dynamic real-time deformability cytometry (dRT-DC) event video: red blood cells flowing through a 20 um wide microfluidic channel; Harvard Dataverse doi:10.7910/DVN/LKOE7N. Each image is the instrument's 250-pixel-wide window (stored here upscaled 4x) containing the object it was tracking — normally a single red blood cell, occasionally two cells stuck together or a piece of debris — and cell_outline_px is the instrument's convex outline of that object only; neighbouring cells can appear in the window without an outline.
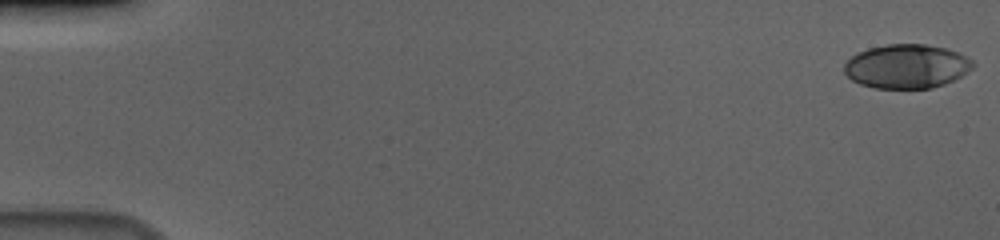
{"species": "human", "species_latin": "Homo sapiens", "temperature_condition": "cold", "stored_images_in_passage": 57, "camera_frame_rate_fps": 3000, "um_per_image_px": 0.085, "donor": {"sex": "male"}, "frame": {"image": 1, "passage_image": 1, "time_ms": 0.0, "image_size_px": [1000, 240], "cell_outline_px": [[976, 64], [972, 68], [960, 76], [944, 84], [932, 88], [872, 88], [860, 84], [852, 80], [844, 72], [844, 64], [856, 52], [868, 48], [888, 44], [924, 44], [948, 48], [972, 60]], "centroid_in_image_um": [77.04, 5.63], "position_along_channel_um": 8.0, "area_um2": 33.0}}
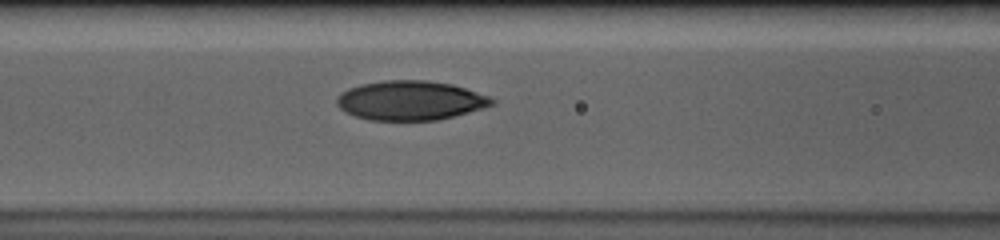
{"frame": {"image": 2, "passage_image": 25, "time_ms": 8.0, "image_size_px": [1000, 240], "cell_outline_px": [[496, 104], [484, 108], [436, 120], [368, 120], [356, 116], [340, 108], [336, 104], [336, 96], [340, 92], [348, 88], [360, 84], [384, 80], [428, 80], [452, 84], [488, 96], [496, 100]], "centroid_in_image_um": [34.86, 8.53], "position_along_channel_um": 131.7, "area_um2": 35.6}}
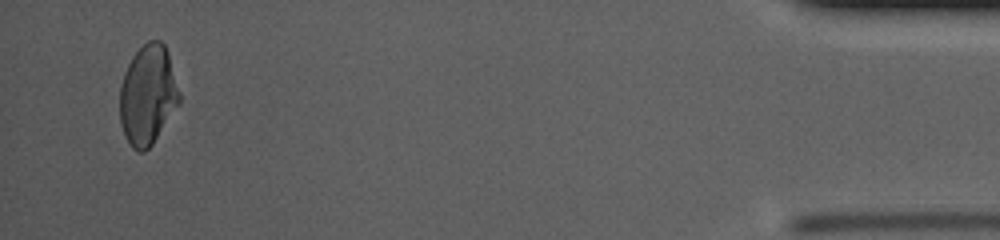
{"frame": {"image": 3, "passage_image": 55, "time_ms": 18.0, "image_size_px": [1000, 240], "cell_outline_px": [[180, 104], [152, 144], [144, 152], [140, 152], [132, 148], [124, 136], [120, 124], [120, 84], [124, 72], [132, 56], [148, 40], [160, 40], [164, 44], [168, 52], [180, 92]], "centroid_in_image_um": [12.56, 8.08], "position_along_channel_um": 422.6, "area_um2": 34.85}, "authors_computed_cell_mechanics": {"area_um2": 34.7956, "velocity_mm_per_s": 3.6672, "shape_relaxation_time_tau1_ms": 5.4281, "shape_relaxation_time_tau2_ms": 1.3454, "deformation_change_tau1": 0.1935, "deformation_change_tau2": 0.0566}}